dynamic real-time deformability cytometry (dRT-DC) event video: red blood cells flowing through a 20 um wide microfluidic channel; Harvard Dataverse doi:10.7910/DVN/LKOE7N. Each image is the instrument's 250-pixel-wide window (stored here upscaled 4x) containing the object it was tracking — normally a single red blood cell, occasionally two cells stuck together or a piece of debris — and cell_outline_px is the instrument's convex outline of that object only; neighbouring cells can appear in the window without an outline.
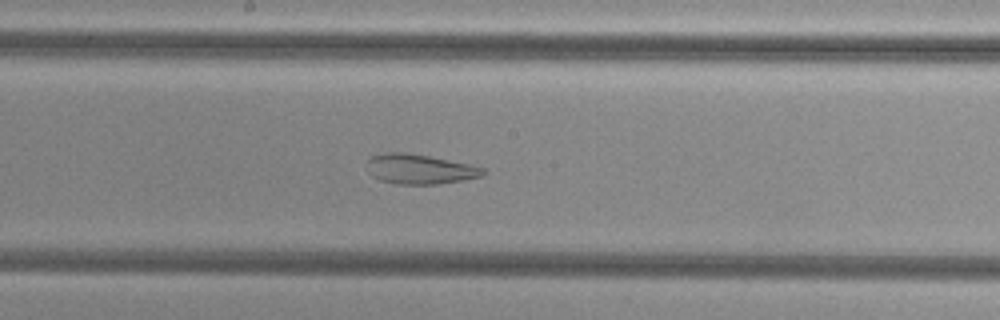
{"species": "common noctule bat (a hibernating species)", "species_latin": "Nyctalus noctula", "temperature_condition": "cold", "stored_images_in_passage": 46, "camera_frame_rate_fps": 3000, "um_per_image_px": 0.085, "animal": {"sex": "female", "body_mass_g": 29.2, "forearm_length_mm": 56.3}, "frame": {"image": 1, "passage_image": 22, "time_ms": 7.0, "image_size_px": [1000, 320], "cell_outline_px": [[484, 172], [480, 176], [464, 180], [436, 184], [396, 184], [380, 180], [372, 176], [368, 172], [368, 160], [372, 156], [388, 152], [404, 152], [428, 156], [468, 164], [484, 168]], "centroid_in_image_um": [35.64, 14.38], "position_along_channel_um": 212.6, "area_um2": 19.88}}
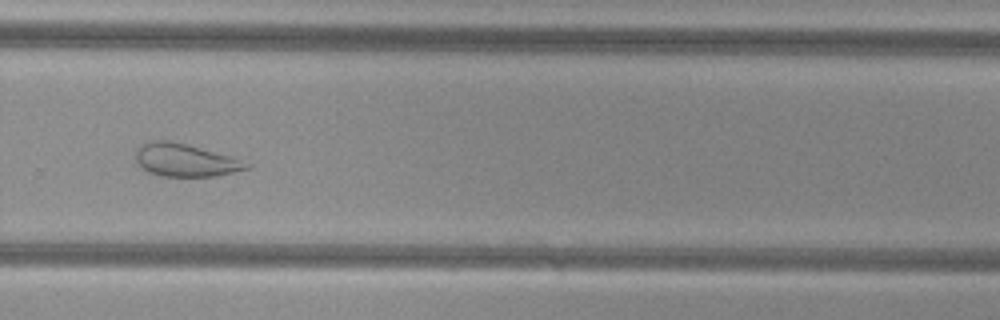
{"frame": {"image": 2, "passage_image": 30, "time_ms": 9.667, "image_size_px": [1000, 320], "cell_outline_px": [[252, 164], [248, 168], [216, 176], [160, 176], [148, 172], [140, 168], [136, 164], [136, 148], [140, 144], [148, 140], [168, 140], [188, 144], [232, 156]], "centroid_in_image_um": [15.69, 13.6], "position_along_channel_um": 314.1, "area_um2": 21.5}}
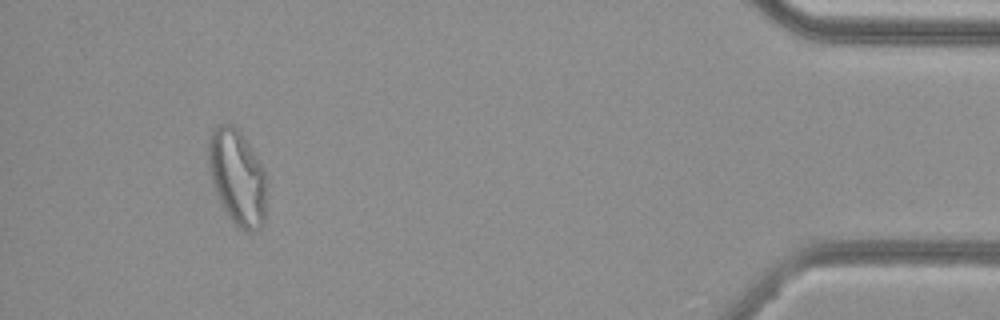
{"frame": {"image": 3, "passage_image": 43, "time_ms": 14.0, "image_size_px": [1000, 320], "cell_outline_px": [[268, 180], [264, 220], [260, 228], [252, 232], [244, 232], [232, 220], [220, 204], [212, 184], [208, 164], [208, 140], [212, 128], [220, 124], [232, 124], [240, 132], [264, 168]], "centroid_in_image_um": [20.18, 15.08], "position_along_channel_um": 415.0, "area_um2": 32.83}, "authors_computed_cell_mechanics": {"area_um2": 29.0445, "velocity_mm_per_s": 3.8176, "shape_relaxation_time_tau1_ms": null, "shape_relaxation_time_tau2_ms": 1.681, "deformation_change_tau1": null, "deformation_change_tau2": 0.0884}}